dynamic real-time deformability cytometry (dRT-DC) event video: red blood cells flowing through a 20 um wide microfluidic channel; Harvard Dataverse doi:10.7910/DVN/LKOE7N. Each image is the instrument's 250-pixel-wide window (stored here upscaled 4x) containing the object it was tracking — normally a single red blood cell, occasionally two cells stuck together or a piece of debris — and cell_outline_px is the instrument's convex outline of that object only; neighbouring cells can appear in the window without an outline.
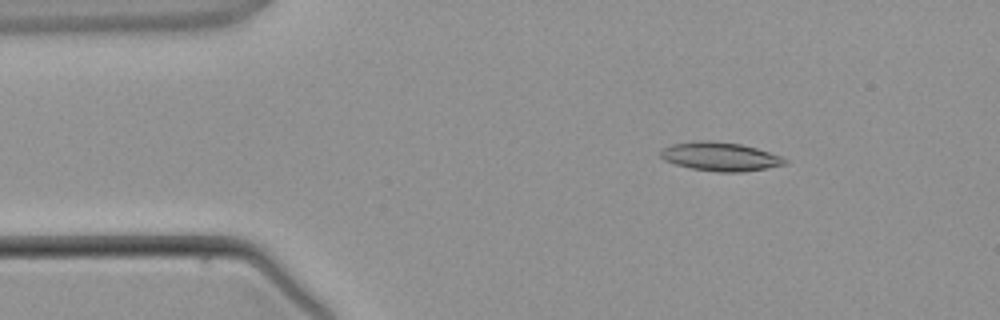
{"species": "common noctule bat (a hibernating species)", "species_latin": "Nyctalus noctula", "temperature_condition": "warm", "stored_images_in_passage": 4, "camera_frame_rate_fps": 3000, "um_per_image_px": 0.085, "animal": {"sex": "male", "body_mass_g": 21.5, "forearm_length_mm": 52.0}, "frame": {"image": 1, "passage_image": 2, "time_ms": 1.333, "image_size_px": [1000, 320], "cell_outline_px": [[788, 164], [768, 168], [744, 172], [716, 172], [692, 168], [676, 164], [664, 160], [660, 156], [660, 148], [672, 144], [700, 140], [708, 140], [740, 144], [756, 148], [780, 156], [788, 160]], "centroid_in_image_um": [61.21, 13.31], "position_along_channel_um": 23.8, "area_um2": 20.87}}
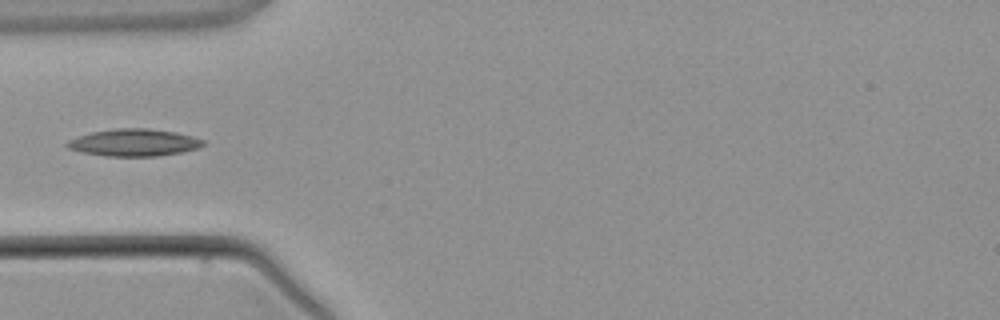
{"frame": {"image": 2, "passage_image": 4, "time_ms": 3.667, "image_size_px": [1000, 320], "cell_outline_px": [[204, 144], [200, 148], [160, 156], [104, 156], [80, 152], [68, 148], [64, 144], [68, 140], [76, 136], [92, 132], [116, 128], [148, 128], [176, 132], [192, 136], [204, 140]], "centroid_in_image_um": [11.36, 12.12], "position_along_channel_um": 73.6, "area_um2": 21.73}}